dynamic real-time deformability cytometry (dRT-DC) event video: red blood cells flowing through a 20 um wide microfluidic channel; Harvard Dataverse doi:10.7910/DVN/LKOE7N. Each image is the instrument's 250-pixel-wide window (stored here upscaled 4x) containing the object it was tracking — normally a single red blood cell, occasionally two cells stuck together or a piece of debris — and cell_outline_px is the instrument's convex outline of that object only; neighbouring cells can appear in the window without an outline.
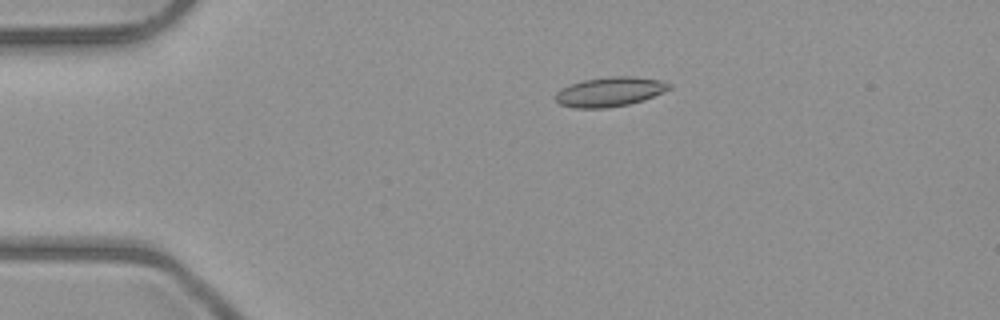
{"species": "common noctule bat (a hibernating species)", "species_latin": "Nyctalus noctula", "temperature_condition": "room temperature", "stored_images_in_passage": 6, "camera_frame_rate_fps": 3000, "um_per_image_px": 0.085, "animal": {"sex": "male", "body_mass_g": 23.1, "forearm_length_mm": 52.7}, "frame": {"image": 1, "passage_image": 3, "time_ms": 2.333, "image_size_px": [1000, 320], "cell_outline_px": [[672, 88], [644, 100], [628, 104], [604, 108], [576, 108], [560, 104], [556, 100], [556, 92], [572, 84], [584, 80], [608, 76], [632, 76], [660, 80], [672, 84]], "centroid_in_image_um": [51.87, 7.79], "position_along_channel_um": 33.1, "area_um2": 19.36}}
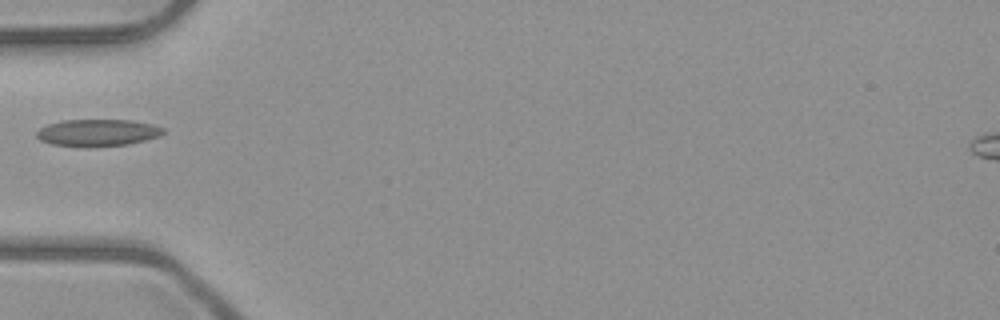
{"frame": {"image": 2, "passage_image": 5, "time_ms": 4.667, "image_size_px": [1000, 320], "cell_outline_px": [[164, 132], [160, 136], [128, 144], [52, 144], [40, 140], [36, 136], [36, 132], [40, 128], [48, 124], [60, 120], [132, 120], [152, 124], [164, 128]], "centroid_in_image_um": [8.32, 11.22], "position_along_channel_um": 76.7, "area_um2": 19.02}}
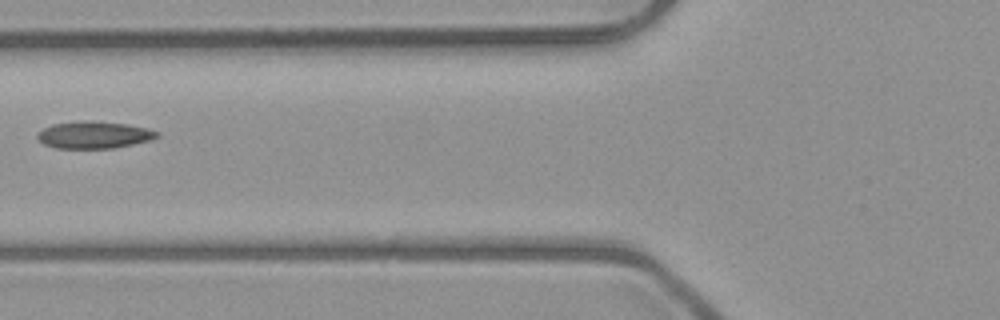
{"frame": {"image": 3, "passage_image": 6, "time_ms": 5.667, "image_size_px": [1000, 320], "cell_outline_px": [[160, 136], [152, 140], [112, 148], [56, 148], [44, 144], [36, 136], [44, 128], [52, 124], [88, 120], [92, 120], [128, 124], [148, 128], [160, 132]], "centroid_in_image_um": [8.05, 11.46], "position_along_channel_um": 117.8, "area_um2": 18.9}}